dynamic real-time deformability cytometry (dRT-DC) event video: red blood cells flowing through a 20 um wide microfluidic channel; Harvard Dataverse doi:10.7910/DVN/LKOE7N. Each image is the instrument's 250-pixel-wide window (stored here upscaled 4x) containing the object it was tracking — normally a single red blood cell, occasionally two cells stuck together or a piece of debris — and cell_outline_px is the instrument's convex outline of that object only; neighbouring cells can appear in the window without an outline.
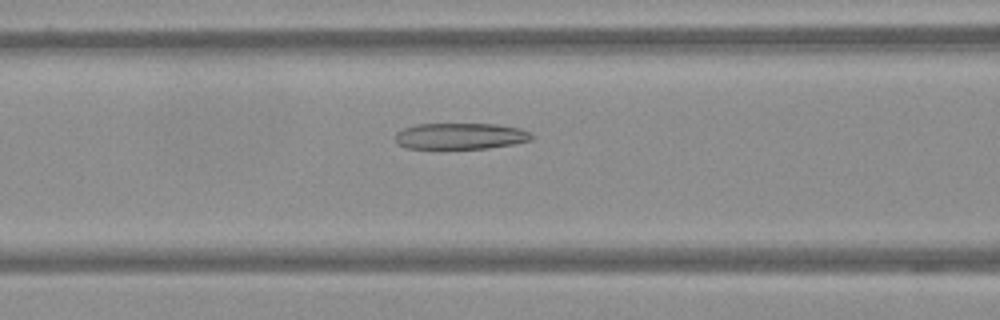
{"species": "Egyptian fruit bat (a non-hibernating species)", "species_latin": "Rousettus aegyptiacus", "temperature_condition": "warm", "stored_images_in_passage": 59, "camera_frame_rate_fps": 3000, "um_per_image_px": 0.085, "frame": {"image": 1, "passage_image": 25, "time_ms": 8.0, "image_size_px": [1000, 320], "cell_outline_px": [[536, 136], [532, 140], [512, 144], [488, 148], [408, 148], [400, 144], [396, 140], [396, 132], [404, 128], [416, 124], [496, 124], [520, 128]], "centroid_in_image_um": [39.18, 11.56], "position_along_channel_um": 127.4, "area_um2": 20.69}}
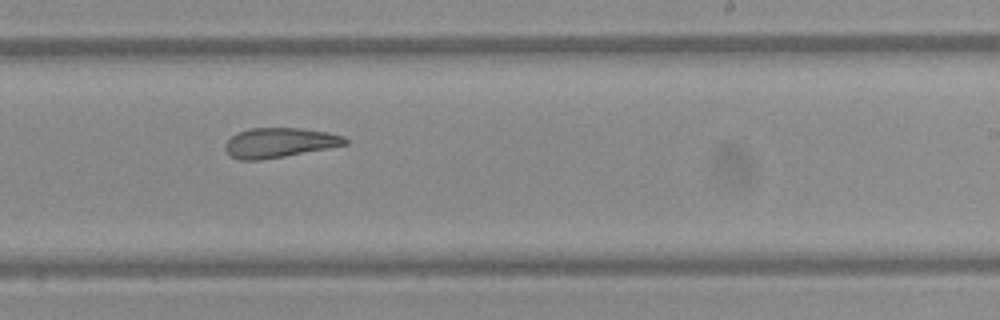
{"frame": {"image": 2, "passage_image": 37, "time_ms": 12.0, "image_size_px": [1000, 320], "cell_outline_px": [[348, 144], [328, 148], [284, 156], [260, 160], [240, 160], [232, 156], [224, 148], [224, 144], [232, 136], [240, 132], [252, 128], [304, 128], [328, 132], [344, 136], [348, 140]], "centroid_in_image_um": [23.78, 12.12], "position_along_channel_um": 265.2, "area_um2": 20.63}}
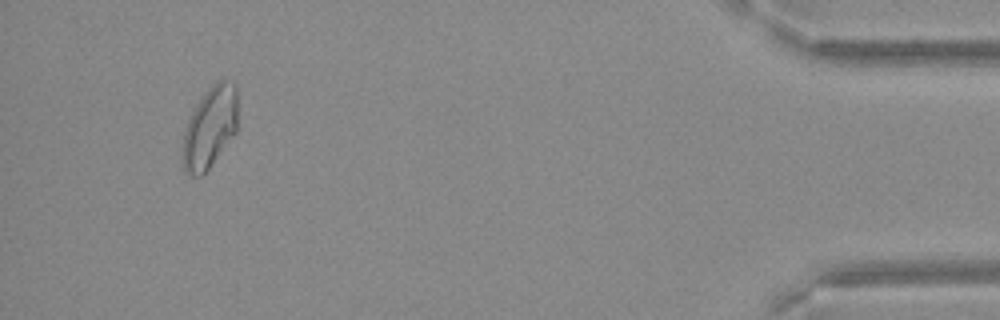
{"frame": {"image": 3, "passage_image": 56, "time_ms": 18.333, "image_size_px": [1000, 320], "cell_outline_px": [[236, 132], [208, 168], [200, 176], [192, 176], [184, 172], [180, 160], [180, 156], [184, 132], [188, 120], [192, 112], [208, 88], [216, 80], [232, 80], [236, 84]], "centroid_in_image_um": [17.8, 10.85], "position_along_channel_um": 417.4, "area_um2": 26.13}}